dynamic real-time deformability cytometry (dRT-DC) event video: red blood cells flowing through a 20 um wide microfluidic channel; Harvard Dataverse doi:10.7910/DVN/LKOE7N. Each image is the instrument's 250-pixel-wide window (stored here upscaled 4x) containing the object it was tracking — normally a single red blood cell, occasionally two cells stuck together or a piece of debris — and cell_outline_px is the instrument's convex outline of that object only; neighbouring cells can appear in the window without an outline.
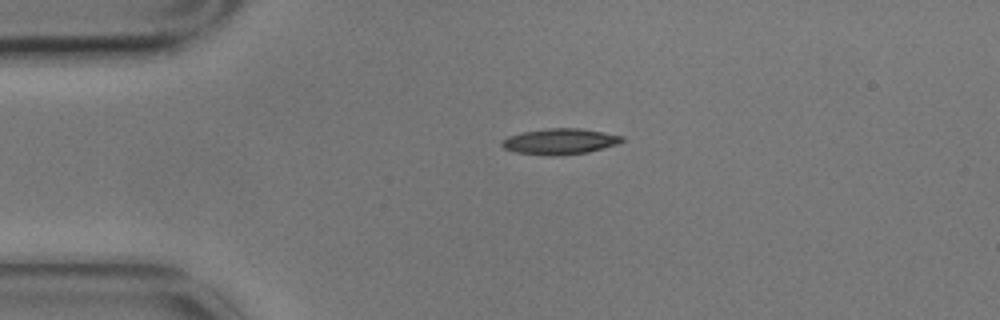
{"species": "common noctule bat (a hibernating species)", "species_latin": "Nyctalus noctula", "temperature_condition": "cold", "stored_images_in_passage": 2, "camera_frame_rate_fps": 3000, "um_per_image_px": 0.085, "animal": {"sex": "male", "body_mass_g": 17.9}, "frame": {"image": 1, "passage_image": 1, "time_ms": 0.0, "image_size_px": [1000, 320], "cell_outline_px": [[624, 140], [616, 144], [588, 152], [556, 156], [548, 156], [516, 152], [504, 148], [500, 144], [500, 140], [508, 136], [524, 132], [548, 128], [580, 128], [604, 132], [624, 136]], "centroid_in_image_um": [47.57, 12.02], "position_along_channel_um": 37.4, "area_um2": 18.09}}